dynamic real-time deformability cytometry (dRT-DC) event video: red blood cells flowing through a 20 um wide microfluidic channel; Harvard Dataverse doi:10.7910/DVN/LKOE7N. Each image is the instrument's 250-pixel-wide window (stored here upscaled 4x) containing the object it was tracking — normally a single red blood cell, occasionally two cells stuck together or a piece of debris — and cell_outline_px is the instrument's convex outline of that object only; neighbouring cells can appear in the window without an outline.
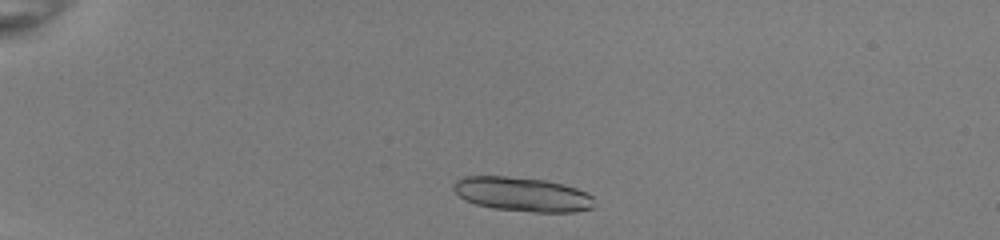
{"species": "common noctule bat (a hibernating species)", "species_latin": "Nyctalus noctula", "temperature_condition": "room temperature", "stored_images_in_passage": 15, "camera_frame_rate_fps": 3000, "um_per_image_px": 0.085, "animal": {"sex": "female", "body_mass_g": 22.0, "forearm_length_mm": 56.7}, "frame": {"image": 1, "passage_image": 3, "time_ms": 0.667, "image_size_px": [1000, 240], "cell_outline_px": [[592, 208], [576, 212], [532, 212], [492, 208], [476, 204], [464, 200], [452, 188], [452, 184], [456, 180], [464, 176], [508, 176], [544, 180], [564, 184], [588, 192], [592, 196]], "centroid_in_image_um": [44.38, 16.51], "position_along_channel_um": 40.6, "area_um2": 28.21}}